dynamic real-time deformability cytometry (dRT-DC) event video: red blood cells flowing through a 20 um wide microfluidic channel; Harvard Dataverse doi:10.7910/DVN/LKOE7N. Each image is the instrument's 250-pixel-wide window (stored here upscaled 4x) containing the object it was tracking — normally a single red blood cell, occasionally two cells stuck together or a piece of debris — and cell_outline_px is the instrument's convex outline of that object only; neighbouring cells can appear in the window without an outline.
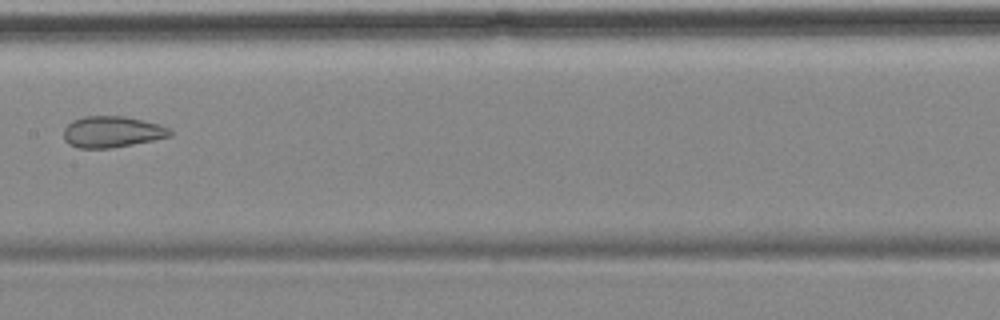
{"species": "common noctule bat (a hibernating species)", "species_latin": "Nyctalus noctula", "temperature_condition": "cold", "stored_images_in_passage": 9, "camera_frame_rate_fps": 3000, "um_per_image_px": 0.085, "animal": {"sex": "female", "body_mass_g": 18.4}, "frame": {"image": 1, "passage_image": 7, "time_ms": 7.333, "image_size_px": [1000, 320], "cell_outline_px": [[172, 136], [132, 144], [108, 148], [76, 148], [68, 144], [64, 140], [64, 128], [72, 120], [84, 116], [124, 116], [160, 124], [168, 128], [172, 132]], "centroid_in_image_um": [9.49, 11.2], "position_along_channel_um": 197.9, "area_um2": 19.36}}
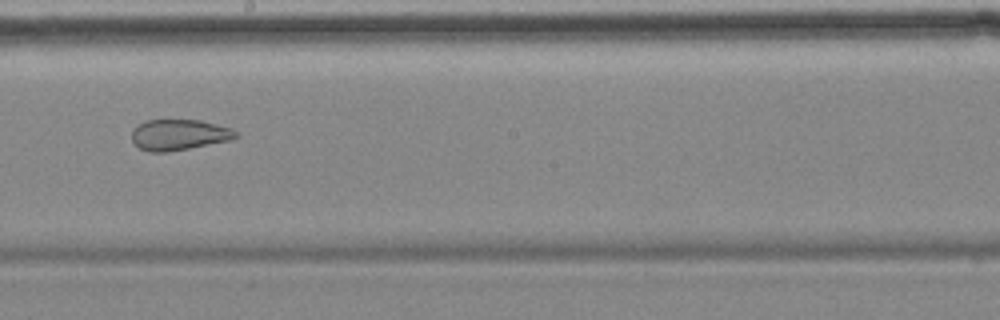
{"frame": {"image": 2, "passage_image": 8, "time_ms": 8.333, "image_size_px": [1000, 320], "cell_outline_px": [[240, 136], [228, 140], [168, 152], [148, 152], [140, 148], [132, 140], [132, 128], [144, 120], [200, 120], [232, 128], [240, 132]], "centroid_in_image_um": [15.21, 11.44], "position_along_channel_um": 233.0, "area_um2": 18.73}}